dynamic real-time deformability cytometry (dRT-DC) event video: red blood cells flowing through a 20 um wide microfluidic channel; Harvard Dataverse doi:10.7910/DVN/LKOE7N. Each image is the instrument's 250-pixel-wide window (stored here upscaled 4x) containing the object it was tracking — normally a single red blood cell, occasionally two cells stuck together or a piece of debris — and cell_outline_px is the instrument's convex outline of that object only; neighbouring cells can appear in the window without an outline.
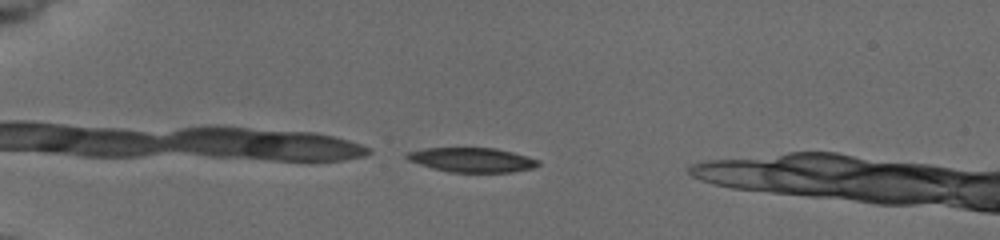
{"species": "common noctule bat (a hibernating species)", "species_latin": "Nyctalus noctula", "temperature_condition": "cold", "stored_images_in_passage": 38, "camera_frame_rate_fps": 3000, "um_per_image_px": 0.085, "animal": {"sex": "female", "body_mass_g": 19.5, "forearm_length_mm": 54.1}, "frame": {"image": 1, "passage_image": 1, "time_ms": 0.0, "image_size_px": [1000, 240], "cell_outline_px": [[540, 164], [532, 168], [512, 172], [448, 172], [432, 168], [408, 160], [404, 156], [404, 152], [424, 148], [496, 148], [528, 156], [540, 160]], "centroid_in_image_um": [40.09, 13.58], "position_along_channel_um": 44.9, "area_um2": 18.84}}
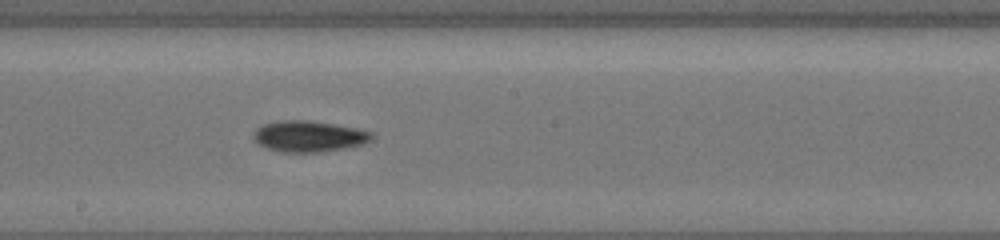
{"frame": {"image": 2, "passage_image": 18, "time_ms": 5.667, "image_size_px": [1000, 240], "cell_outline_px": [[372, 136], [368, 140], [360, 144], [344, 148], [320, 152], [280, 152], [268, 148], [260, 144], [252, 136], [252, 132], [256, 128], [264, 124], [280, 120], [308, 120], [356, 128], [372, 132]], "centroid_in_image_um": [26.19, 11.58], "position_along_channel_um": 222.0, "area_um2": 21.1}}
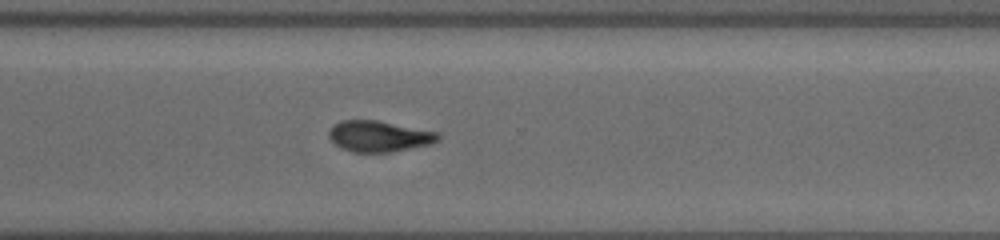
{"frame": {"image": 3, "passage_image": 27, "time_ms": 8.667, "image_size_px": [1000, 240], "cell_outline_px": [[440, 136], [436, 140], [428, 144], [388, 152], [352, 152], [340, 148], [328, 136], [328, 132], [340, 120], [376, 120], [440, 132]], "centroid_in_image_um": [32.19, 11.57], "position_along_channel_um": 338.4, "area_um2": 19.42}}